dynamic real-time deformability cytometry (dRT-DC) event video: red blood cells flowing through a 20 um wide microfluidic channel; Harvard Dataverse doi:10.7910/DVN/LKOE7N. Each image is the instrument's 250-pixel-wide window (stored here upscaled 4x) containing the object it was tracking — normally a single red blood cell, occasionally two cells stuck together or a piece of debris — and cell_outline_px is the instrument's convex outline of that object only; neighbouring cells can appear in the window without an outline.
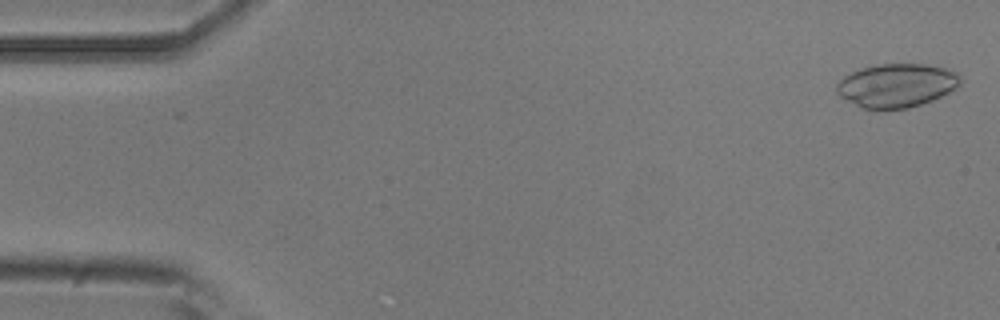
{"species": "common noctule bat (a hibernating species)", "species_latin": "Nyctalus noctula", "temperature_condition": "room temperature", "stored_images_in_passage": 52, "camera_frame_rate_fps": 3000, "um_per_image_px": 0.085, "animal": {"sex": "male", "body_mass_g": 20.5, "forearm_length_mm": 52.5}, "frame": {"image": 1, "passage_image": 2, "time_ms": 0.333, "image_size_px": [1000, 320], "cell_outline_px": [[960, 84], [956, 88], [932, 100], [908, 108], [860, 108], [840, 96], [836, 92], [836, 84], [844, 76], [860, 68], [876, 64], [924, 64], [948, 68], [956, 72], [960, 76]], "centroid_in_image_um": [76.2, 7.24], "position_along_channel_um": 8.8, "area_um2": 31.33}}
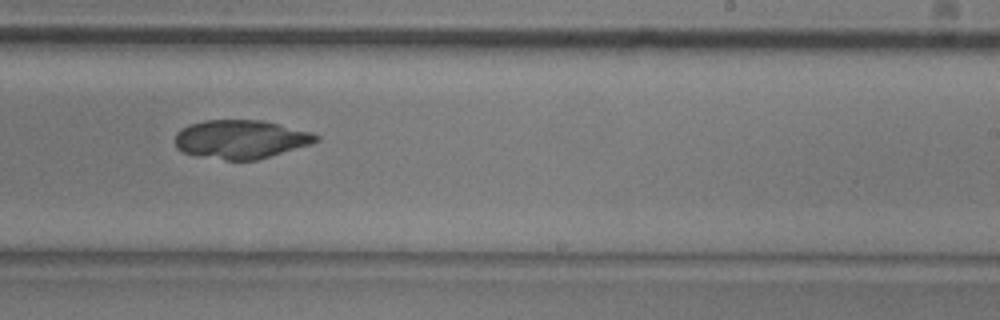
{"frame": {"image": 2, "passage_image": 32, "time_ms": 10.333, "image_size_px": [1000, 320], "cell_outline_px": [[320, 140], [312, 144], [256, 160], [224, 160], [196, 156], [184, 152], [176, 148], [176, 132], [180, 128], [188, 124], [204, 120], [264, 120], [312, 132], [320, 136]], "centroid_in_image_um": [20.47, 11.83], "position_along_channel_um": 268.5, "area_um2": 32.08}}
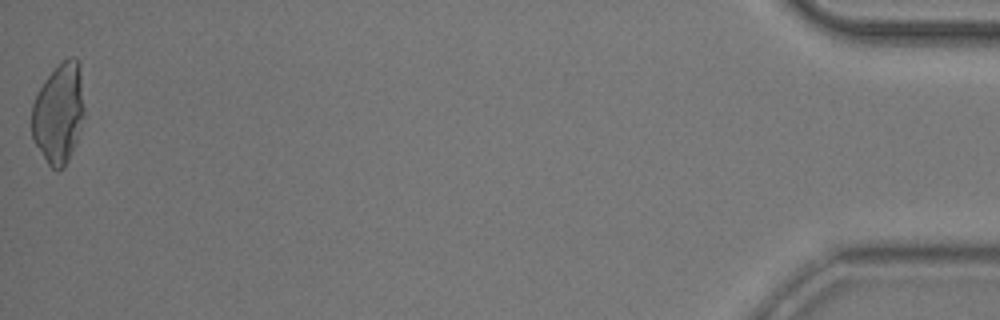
{"frame": {"image": 3, "passage_image": 52, "time_ms": 17.0, "image_size_px": [1000, 320], "cell_outline_px": [[84, 116], [76, 140], [68, 160], [64, 168], [56, 172], [48, 164], [32, 140], [32, 104], [44, 80], [68, 56], [76, 56], [80, 64], [84, 108]], "centroid_in_image_um": [4.99, 9.63], "position_along_channel_um": 430.2, "area_um2": 30.69}}